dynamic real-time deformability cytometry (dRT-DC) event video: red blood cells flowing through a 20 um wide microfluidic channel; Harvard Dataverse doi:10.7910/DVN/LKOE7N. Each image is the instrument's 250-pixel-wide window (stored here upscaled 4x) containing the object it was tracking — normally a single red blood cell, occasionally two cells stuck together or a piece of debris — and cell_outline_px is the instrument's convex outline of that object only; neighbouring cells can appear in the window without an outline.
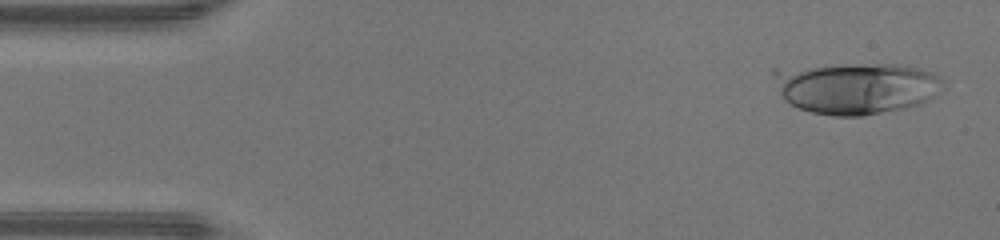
{"species": "human", "species_latin": "Homo sapiens", "temperature_condition": "warm", "stored_images_in_passage": 46, "camera_frame_rate_fps": 3000, "um_per_image_px": 0.085, "donor": {"sex": "male"}, "frame": {"image": 1, "passage_image": 2, "time_ms": 0.333, "image_size_px": [1000, 240], "cell_outline_px": [[944, 80], [936, 96], [932, 100], [904, 108], [864, 116], [832, 116], [812, 112], [800, 108], [784, 100], [780, 92], [772, 72], [772, 68], [840, 64], [892, 64], [920, 68], [932, 72], [940, 76]], "centroid_in_image_um": [72.77, 7.47], "position_along_channel_um": 12.2, "area_um2": 51.27}}
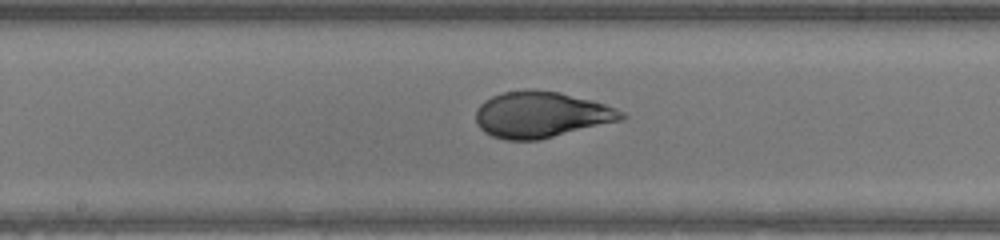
{"frame": {"image": 2, "passage_image": 23, "time_ms": 7.333, "image_size_px": [1000, 240], "cell_outline_px": [[628, 116], [624, 120], [540, 140], [504, 140], [492, 136], [484, 132], [476, 124], [476, 108], [484, 100], [492, 96], [504, 92], [528, 88], [560, 92], [592, 100], [616, 108], [624, 112]], "centroid_in_image_um": [46.01, 9.75], "position_along_channel_um": 202.2, "area_um2": 39.71}}
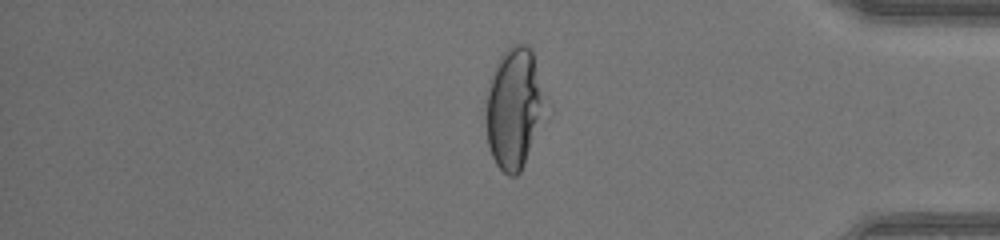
{"frame": {"image": 3, "passage_image": 38, "time_ms": 12.333, "image_size_px": [1000, 240], "cell_outline_px": [[552, 112], [520, 172], [516, 176], [508, 176], [496, 164], [492, 156], [488, 144], [484, 100], [488, 80], [496, 60], [512, 44], [528, 44], [532, 48], [552, 104]], "centroid_in_image_um": [43.82, 9.15], "position_along_channel_um": 391.4, "area_um2": 45.2}, "authors_computed_cell_mechanics": {"area_um2": 42.5119, "velocity_mm_per_s": 4.3555, "shape_relaxation_time_tau1_ms": 5.3723, "shape_relaxation_time_tau2_ms": null, "deformation_change_tau1": 0.271, "deformation_change_tau2": null}}